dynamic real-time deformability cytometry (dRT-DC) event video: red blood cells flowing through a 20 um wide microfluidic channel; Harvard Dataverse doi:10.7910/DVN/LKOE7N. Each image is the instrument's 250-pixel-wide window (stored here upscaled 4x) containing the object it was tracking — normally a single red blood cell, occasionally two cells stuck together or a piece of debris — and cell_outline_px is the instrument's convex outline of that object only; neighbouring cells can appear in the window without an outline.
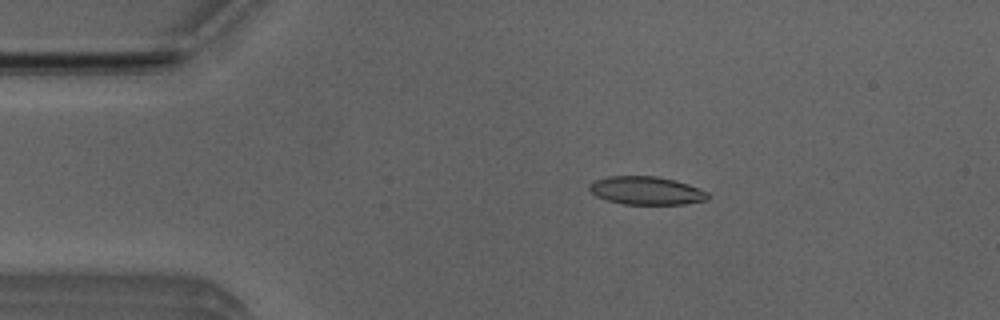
{"species": "Egyptian fruit bat (a non-hibernating species)", "species_latin": "Rousettus aegyptiacus", "temperature_condition": "room temperature", "stored_images_in_passage": 5, "camera_frame_rate_fps": 3000, "um_per_image_px": 0.085, "animal": {"sex": "male"}, "frame": {"image": 1, "passage_image": 3, "time_ms": 0.667, "image_size_px": [1000, 320], "cell_outline_px": [[708, 200], [684, 204], [624, 204], [608, 200], [596, 196], [588, 188], [588, 184], [596, 180], [608, 176], [656, 176], [676, 180], [688, 184], [708, 192]], "centroid_in_image_um": [54.94, 16.2], "position_along_channel_um": 30.1, "area_um2": 19.42}}